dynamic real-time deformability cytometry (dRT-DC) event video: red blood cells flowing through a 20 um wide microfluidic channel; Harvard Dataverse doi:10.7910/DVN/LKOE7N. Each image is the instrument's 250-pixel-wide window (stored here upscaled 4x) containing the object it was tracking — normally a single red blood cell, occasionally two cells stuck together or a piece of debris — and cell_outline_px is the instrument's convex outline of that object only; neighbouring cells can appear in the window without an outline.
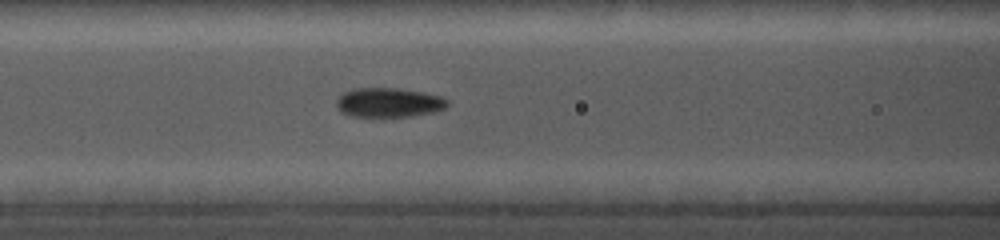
{"species": "common noctule bat (a hibernating species)", "species_latin": "Nyctalus noctula", "temperature_condition": "cold", "stored_images_in_passage": 6, "camera_frame_rate_fps": 5000, "um_per_image_px": 0.085, "animal": {"sex": "female", "body_mass_g": 19.0, "forearm_length_mm": 56.7}, "frame": {"image": 1, "passage_image": 6, "time_ms": 2.0, "image_size_px": [1000, 240], "cell_outline_px": [[448, 104], [444, 108], [436, 112], [412, 116], [372, 120], [352, 116], [340, 112], [336, 104], [336, 100], [344, 92], [352, 88], [400, 88], [424, 92], [440, 96], [448, 100]], "centroid_in_image_um": [33.01, 8.76], "position_along_channel_um": 133.6, "area_um2": 19.94}}